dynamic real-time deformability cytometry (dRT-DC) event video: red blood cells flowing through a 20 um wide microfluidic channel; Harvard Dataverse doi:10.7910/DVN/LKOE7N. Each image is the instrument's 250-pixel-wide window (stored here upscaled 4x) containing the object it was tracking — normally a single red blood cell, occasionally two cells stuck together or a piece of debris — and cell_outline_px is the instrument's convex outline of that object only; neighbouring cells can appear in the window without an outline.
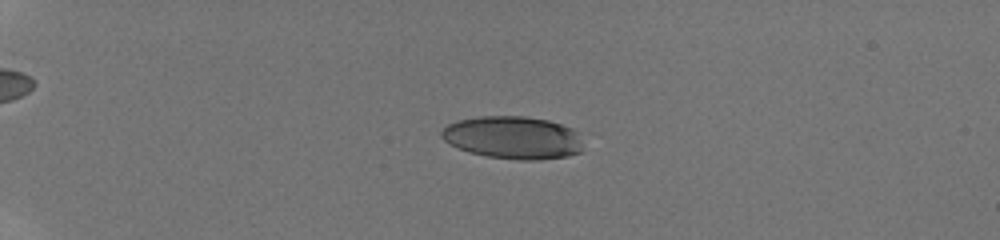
{"species": "human", "species_latin": "Homo sapiens", "temperature_condition": "room temperature", "stored_images_in_passage": 52, "camera_frame_rate_fps": 3000, "um_per_image_px": 0.085, "donor": {"sex": "male"}, "frame": {"image": 1, "passage_image": 15, "time_ms": 4.667, "image_size_px": [1000, 240], "cell_outline_px": [[580, 152], [568, 156], [540, 160], [520, 160], [488, 156], [468, 152], [444, 140], [440, 136], [440, 132], [448, 124], [456, 120], [480, 116], [524, 116], [548, 120], [572, 128], [576, 132], [580, 140]], "centroid_in_image_um": [43.58, 11.69], "position_along_channel_um": 41.4, "area_um2": 35.08}}
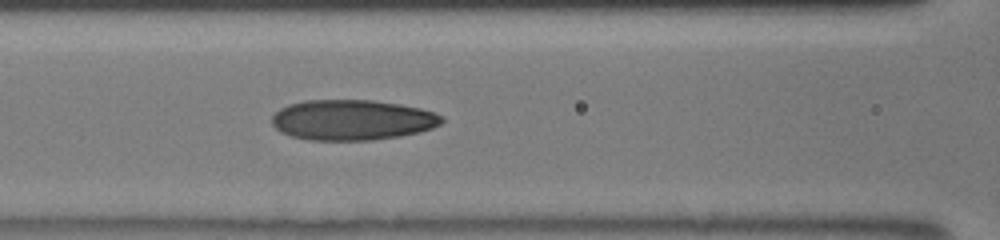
{"frame": {"image": 2, "passage_image": 27, "time_ms": 8.667, "image_size_px": [1000, 240], "cell_outline_px": [[444, 120], [440, 124], [432, 128], [420, 132], [400, 136], [372, 140], [308, 140], [292, 136], [280, 132], [272, 124], [272, 116], [280, 108], [288, 104], [304, 100], [372, 100], [400, 104], [420, 108], [444, 116]], "centroid_in_image_um": [29.93, 10.19], "position_along_channel_um": 136.7, "area_um2": 40.17}}
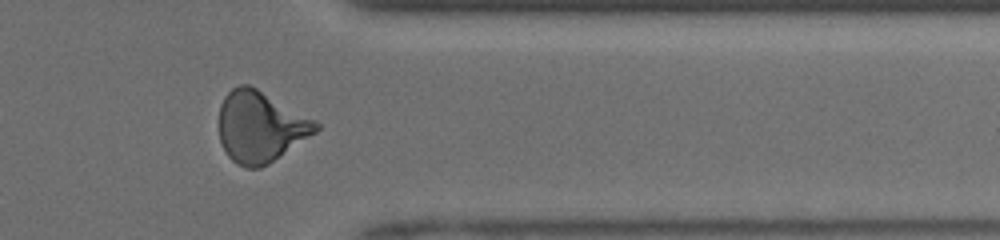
{"frame": {"image": 3, "passage_image": 45, "time_ms": 14.667, "image_size_px": [1000, 240], "cell_outline_px": [[320, 128], [316, 132], [268, 164], [260, 168], [248, 168], [236, 164], [228, 156], [220, 140], [220, 104], [224, 96], [232, 88], [240, 84], [248, 84], [256, 88], [316, 120], [320, 124]], "centroid_in_image_um": [22.13, 10.77], "position_along_channel_um": 389.3, "area_um2": 39.82}, "authors_computed_cell_mechanics": {"area_um2": 38.3214, "velocity_mm_per_s": 4.264, "shape_relaxation_time_tau1_ms": 6.0273, "shape_relaxation_time_tau2_ms": 1.1353, "deformation_change_tau1": 0.2311, "deformation_change_tau2": 0.088}}